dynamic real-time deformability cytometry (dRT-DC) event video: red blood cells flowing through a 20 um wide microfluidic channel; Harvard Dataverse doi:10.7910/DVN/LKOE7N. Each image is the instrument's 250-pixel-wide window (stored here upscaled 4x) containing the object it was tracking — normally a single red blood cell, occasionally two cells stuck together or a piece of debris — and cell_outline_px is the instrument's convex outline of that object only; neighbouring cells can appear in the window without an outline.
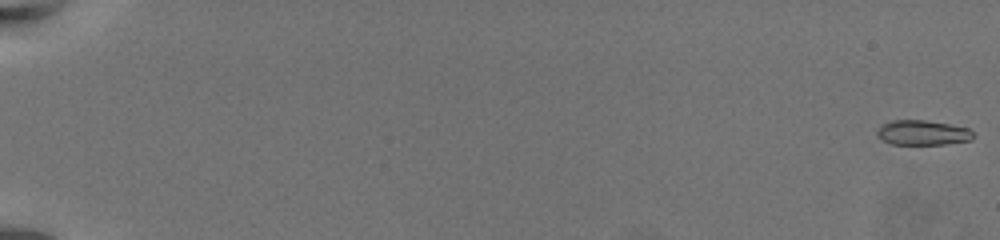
{"species": "common noctule bat (a hibernating species)", "species_latin": "Nyctalus noctula", "temperature_condition": "warm", "stored_images_in_passage": 65, "camera_frame_rate_fps": 3000, "um_per_image_px": 0.085, "animal": {"sex": "female", "body_mass_g": 19.5, "forearm_length_mm": 54.1}, "frame": {"image": 1, "passage_image": 1, "time_ms": 0.0, "image_size_px": [1000, 240], "cell_outline_px": [[972, 140], [944, 144], [892, 144], [876, 136], [876, 132], [884, 124], [892, 120], [924, 120], [948, 124], [968, 128], [972, 132]], "centroid_in_image_um": [78.41, 11.28], "position_along_channel_um": 6.6, "area_um2": 13.7}}
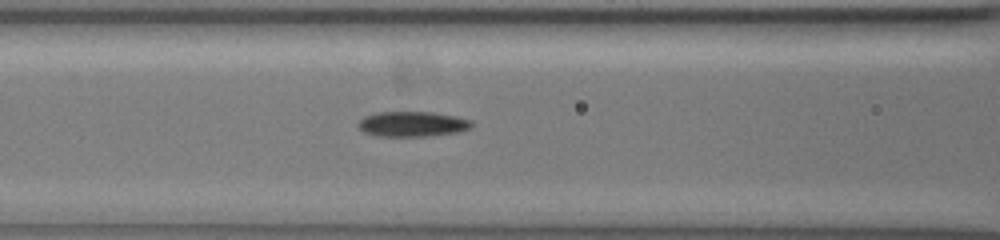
{"frame": {"image": 2, "passage_image": 32, "time_ms": 10.333, "image_size_px": [1000, 240], "cell_outline_px": [[472, 128], [456, 132], [432, 136], [376, 136], [364, 132], [356, 124], [364, 116], [376, 112], [432, 112], [456, 116], [472, 120]], "centroid_in_image_um": [35.05, 10.54], "position_along_channel_um": 131.6, "area_um2": 16.76}}
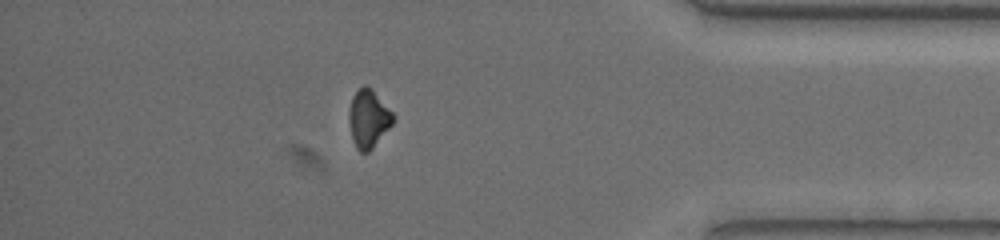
{"frame": {"image": 3, "passage_image": 58, "time_ms": 19.0, "image_size_px": [1000, 240], "cell_outline_px": [[396, 116], [392, 124], [372, 148], [368, 152], [360, 152], [356, 148], [352, 140], [348, 120], [348, 112], [352, 96], [364, 84], [372, 88]], "centroid_in_image_um": [31.31, 10.07], "position_along_channel_um": 403.9, "area_um2": 15.03}, "authors_computed_cell_mechanics": {"area_um2": 15.3748, "velocity_mm_per_s": 3.4461, "shape_relaxation_time_tau1_ms": 8.7828, "shape_relaxation_time_tau2_ms": null, "deformation_change_tau1": 0.1847, "deformation_change_tau2": null}}